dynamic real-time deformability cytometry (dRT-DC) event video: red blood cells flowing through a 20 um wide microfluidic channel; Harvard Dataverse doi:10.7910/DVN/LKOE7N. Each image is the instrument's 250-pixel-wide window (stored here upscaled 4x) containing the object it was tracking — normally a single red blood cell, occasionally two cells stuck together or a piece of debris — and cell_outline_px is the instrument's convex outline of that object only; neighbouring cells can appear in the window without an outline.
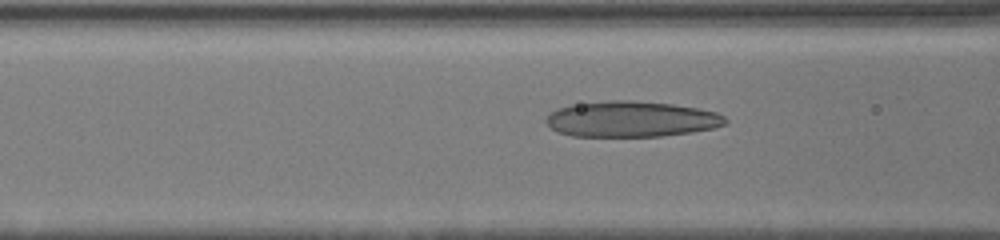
{"species": "human", "species_latin": "Homo sapiens", "temperature_condition": "cold", "stored_images_in_passage": 38, "camera_frame_rate_fps": 3000, "um_per_image_px": 0.085, "donor": {"sex": "male"}, "frame": {"image": 1, "passage_image": 7, "time_ms": 1.333, "image_size_px": [1000, 240], "cell_outline_px": [[728, 124], [712, 128], [692, 132], [660, 136], [572, 136], [556, 132], [544, 120], [556, 108], [572, 104], [608, 100], [632, 100], [672, 104], [696, 108], [716, 112], [724, 116], [728, 120]], "centroid_in_image_um": [53.65, 10.12], "position_along_channel_um": 113.0, "area_um2": 37.45}}
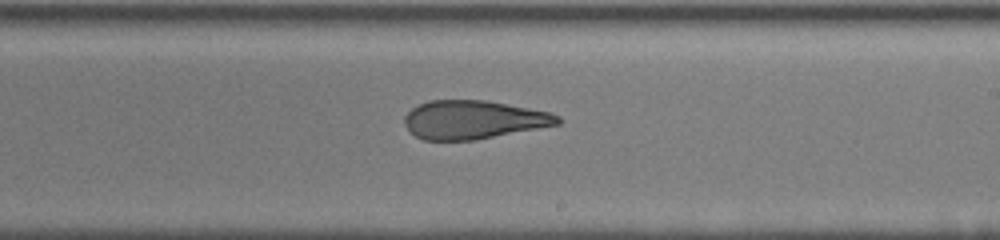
{"frame": {"image": 2, "passage_image": 24, "time_ms": 4.667, "image_size_px": [1000, 240], "cell_outline_px": [[560, 124], [476, 140], [424, 140], [416, 136], [404, 124], [404, 116], [412, 108], [428, 100], [484, 100], [552, 112], [560, 116]], "centroid_in_image_um": [40.25, 10.17], "position_along_channel_um": 248.7, "area_um2": 34.33}}
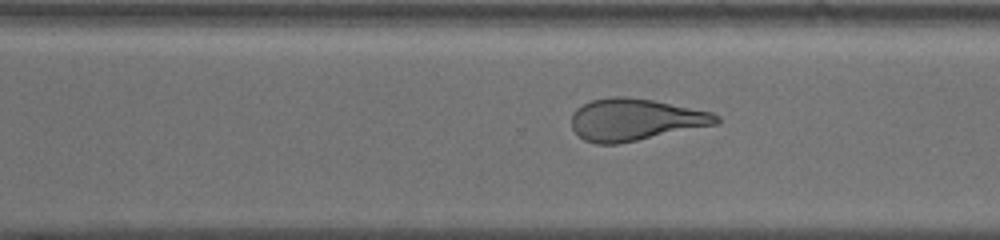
{"frame": {"image": 3, "passage_image": 33, "time_ms": 6.333, "image_size_px": [1000, 240], "cell_outline_px": [[720, 120], [716, 124], [616, 144], [596, 144], [584, 140], [572, 128], [572, 112], [576, 108], [592, 100], [612, 96], [624, 96], [652, 100], [712, 112], [720, 116]], "centroid_in_image_um": [53.96, 10.16], "position_along_channel_um": 316.6, "area_um2": 35.03}}